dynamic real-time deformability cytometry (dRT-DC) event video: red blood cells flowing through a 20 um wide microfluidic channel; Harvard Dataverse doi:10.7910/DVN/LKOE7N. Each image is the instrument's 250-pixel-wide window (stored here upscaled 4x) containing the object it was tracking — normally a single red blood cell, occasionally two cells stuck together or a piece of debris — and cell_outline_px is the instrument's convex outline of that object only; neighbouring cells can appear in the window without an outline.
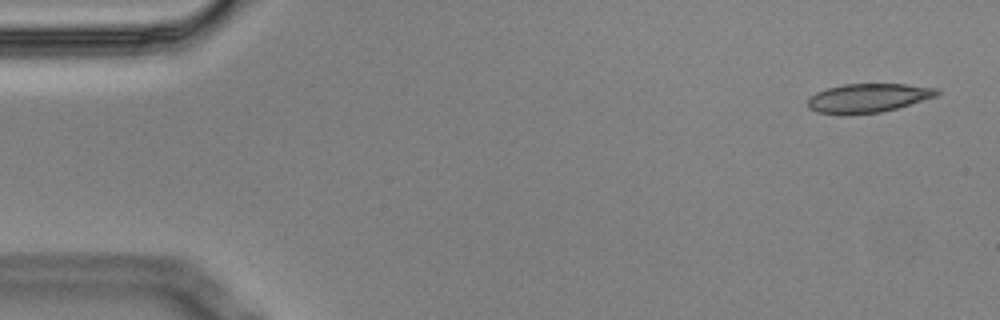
{"species": "Egyptian fruit bat (a non-hibernating species)", "species_latin": "Rousettus aegyptiacus", "temperature_condition": "cold", "stored_images_in_passage": 5, "camera_frame_rate_fps": 3000, "um_per_image_px": 0.085, "animal": {"sex": "male"}, "frame": {"image": 1, "passage_image": 1, "time_ms": 0.0, "image_size_px": [1000, 320], "cell_outline_px": [[940, 92], [936, 96], [896, 108], [880, 112], [844, 116], [840, 116], [816, 112], [808, 108], [808, 100], [816, 92], [828, 88], [844, 84], [904, 84], [936, 88]], "centroid_in_image_um": [73.73, 8.35], "position_along_channel_um": 11.3, "area_um2": 21.85}}
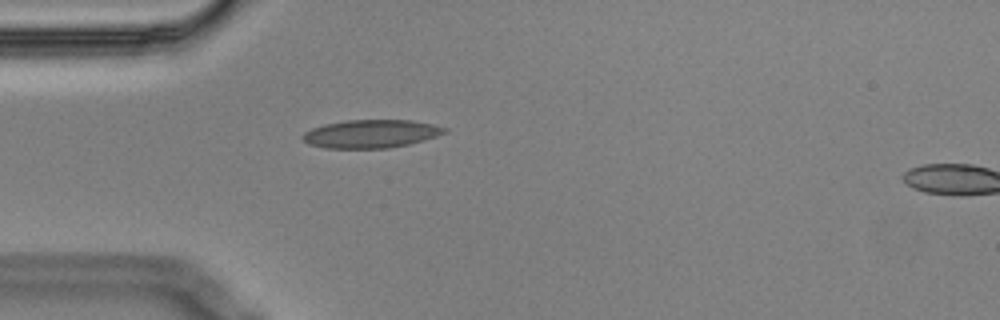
{"frame": {"image": 2, "passage_image": 4, "time_ms": 1.0, "image_size_px": [1000, 320], "cell_outline_px": [[448, 132], [424, 140], [408, 144], [388, 148], [324, 148], [308, 144], [300, 136], [304, 132], [312, 128], [324, 124], [344, 120], [412, 120], [432, 124], [448, 128]], "centroid_in_image_um": [31.52, 11.37], "position_along_channel_um": 53.5, "area_um2": 23.41}}